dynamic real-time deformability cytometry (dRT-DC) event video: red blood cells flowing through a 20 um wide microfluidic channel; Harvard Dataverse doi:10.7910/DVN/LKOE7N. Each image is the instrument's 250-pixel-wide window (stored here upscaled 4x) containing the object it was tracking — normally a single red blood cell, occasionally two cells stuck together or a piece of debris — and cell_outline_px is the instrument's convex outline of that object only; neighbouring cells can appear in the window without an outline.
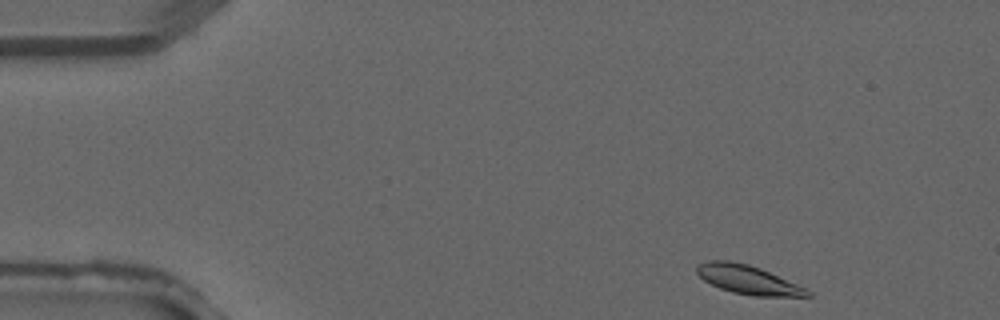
{"species": "common noctule bat (a hibernating species)", "species_latin": "Nyctalus noctula", "temperature_condition": "warm", "stored_images_in_passage": 4, "camera_frame_rate_fps": 3000, "um_per_image_px": 0.085, "animal": {"sex": "male", "forearm_length_mm": 52.5}, "frame": {"image": 1, "passage_image": 1, "time_ms": 0.0, "image_size_px": [1000, 320], "cell_outline_px": [[812, 296], [756, 296], [732, 292], [720, 288], [704, 280], [696, 272], [696, 264], [704, 260], [728, 260], [748, 264], [760, 268], [796, 284], [812, 292]], "centroid_in_image_um": [63.52, 23.75], "position_along_channel_um": 21.5, "area_um2": 18.44}}